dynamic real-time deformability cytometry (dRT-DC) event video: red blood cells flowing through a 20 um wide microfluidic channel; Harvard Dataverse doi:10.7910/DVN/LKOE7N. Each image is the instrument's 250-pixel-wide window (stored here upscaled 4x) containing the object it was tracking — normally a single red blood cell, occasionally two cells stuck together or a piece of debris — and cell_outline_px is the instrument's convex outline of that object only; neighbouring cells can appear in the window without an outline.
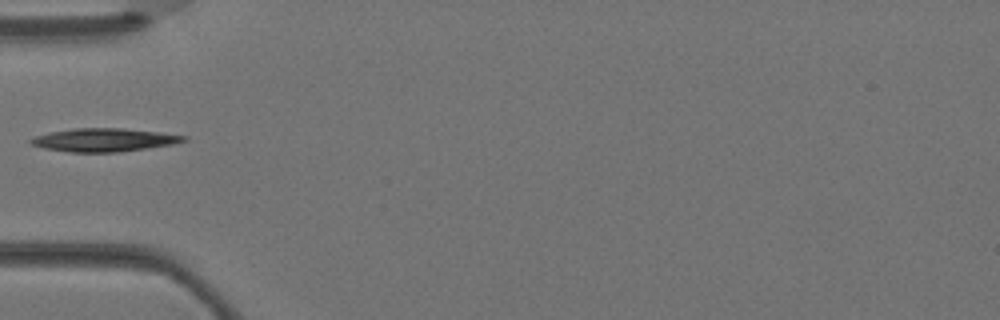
{"species": "Egyptian fruit bat (a non-hibernating species)", "species_latin": "Rousettus aegyptiacus", "temperature_condition": "warm", "stored_images_in_passage": 3, "camera_frame_rate_fps": 3000, "um_per_image_px": 0.085, "animal": {"sex": "female"}, "frame": {"image": 1, "passage_image": 3, "time_ms": 0.667, "image_size_px": [1000, 320], "cell_outline_px": [[188, 140], [172, 144], [148, 148], [120, 152], [68, 152], [44, 148], [32, 144], [28, 140], [36, 136], [52, 132], [76, 128], [120, 128], [156, 132], [188, 136]], "centroid_in_image_um": [8.86, 11.9], "position_along_channel_um": 76.1, "area_um2": 20.46}}